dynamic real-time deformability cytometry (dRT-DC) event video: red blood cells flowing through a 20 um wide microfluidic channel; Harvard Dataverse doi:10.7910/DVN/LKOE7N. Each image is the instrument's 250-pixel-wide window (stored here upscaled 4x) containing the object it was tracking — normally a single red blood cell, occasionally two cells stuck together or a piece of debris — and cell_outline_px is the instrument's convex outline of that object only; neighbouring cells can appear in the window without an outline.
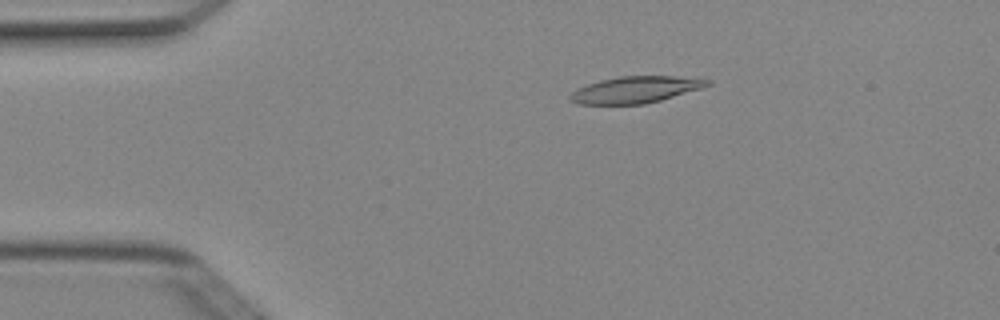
{"species": "Egyptian fruit bat (a non-hibernating species)", "species_latin": "Rousettus aegyptiacus", "temperature_condition": "cold", "stored_images_in_passage": 4, "camera_frame_rate_fps": 3000, "um_per_image_px": 0.085, "animal": {"sex": "female"}, "frame": {"image": 1, "passage_image": 3, "time_ms": 0.667, "image_size_px": [1000, 320], "cell_outline_px": [[712, 84], [700, 88], [660, 100], [644, 104], [580, 104], [568, 100], [568, 96], [576, 88], [600, 80], [620, 76], [676, 76], [712, 80]], "centroid_in_image_um": [53.98, 7.62], "position_along_channel_um": 31.0, "area_um2": 21.15}}